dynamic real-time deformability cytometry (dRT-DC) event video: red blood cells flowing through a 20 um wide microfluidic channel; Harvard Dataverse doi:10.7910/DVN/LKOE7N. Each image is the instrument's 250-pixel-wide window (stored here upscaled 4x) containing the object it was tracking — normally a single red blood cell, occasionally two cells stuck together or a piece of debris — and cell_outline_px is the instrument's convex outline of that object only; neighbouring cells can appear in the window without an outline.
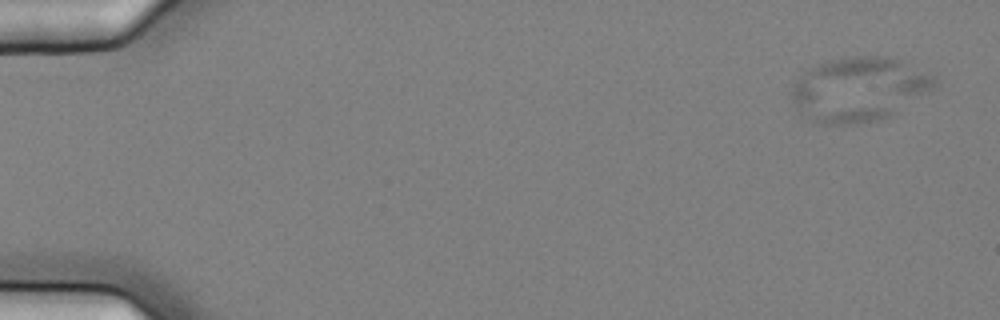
{"species": "common noctule bat (a hibernating species)", "species_latin": "Nyctalus noctula", "temperature_condition": "cold", "stored_images_in_passage": 15, "camera_frame_rate_fps": 3000, "um_per_image_px": 0.085, "animal": {"sex": "female", "body_mass_g": 25.1}, "frame": {"image": 1, "passage_image": 1, "time_ms": 0.0, "image_size_px": [1000, 320], "cell_outline_px": [[936, 88], [892, 116], [876, 120], [856, 124], [816, 124], [808, 120], [796, 108], [792, 100], [792, 88], [796, 80], [808, 68], [828, 60], [844, 56], [892, 56], [932, 76], [936, 80]], "centroid_in_image_um": [72.99, 7.6], "position_along_channel_um": 12.0, "area_um2": 53.93}}
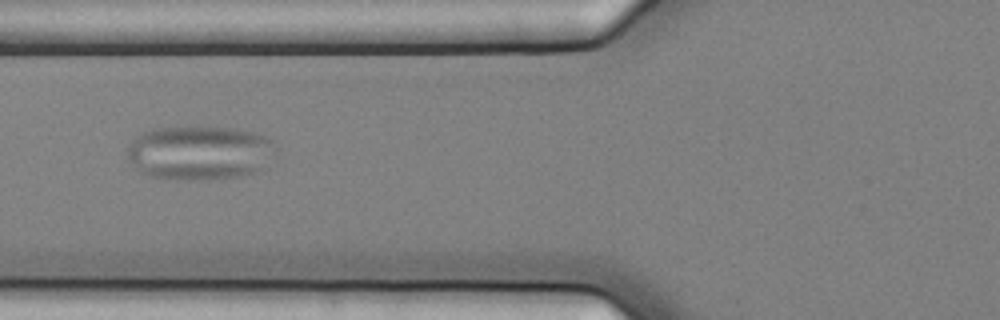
{"frame": {"image": 2, "passage_image": 6, "time_ms": 1.667, "image_size_px": [1000, 320], "cell_outline_px": [[272, 144], [268, 168], [240, 176], [204, 180], [172, 180], [152, 176], [140, 172], [128, 160], [128, 144], [136, 136], [152, 128], [188, 124], [232, 128], [252, 132], [264, 136], [272, 140]], "centroid_in_image_um": [16.91, 12.96], "position_along_channel_um": 108.9, "area_um2": 47.86}}
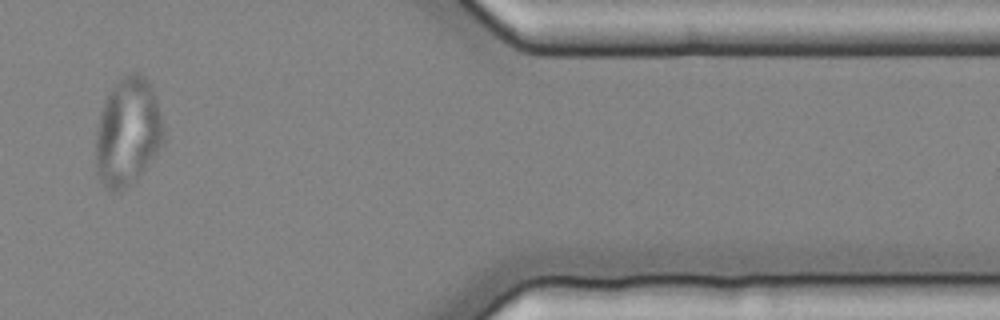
{"frame": {"image": 3, "passage_image": 13, "time_ms": 4.0, "image_size_px": [1000, 320], "cell_outline_px": [[164, 144], [136, 180], [120, 192], [108, 192], [100, 180], [96, 172], [96, 132], [100, 112], [104, 100], [108, 92], [120, 76], [136, 72], [144, 76], [148, 80], [152, 88], [160, 112], [164, 128]], "centroid_in_image_um": [10.85, 11.24], "position_along_channel_um": 400.6, "area_um2": 43.35}}